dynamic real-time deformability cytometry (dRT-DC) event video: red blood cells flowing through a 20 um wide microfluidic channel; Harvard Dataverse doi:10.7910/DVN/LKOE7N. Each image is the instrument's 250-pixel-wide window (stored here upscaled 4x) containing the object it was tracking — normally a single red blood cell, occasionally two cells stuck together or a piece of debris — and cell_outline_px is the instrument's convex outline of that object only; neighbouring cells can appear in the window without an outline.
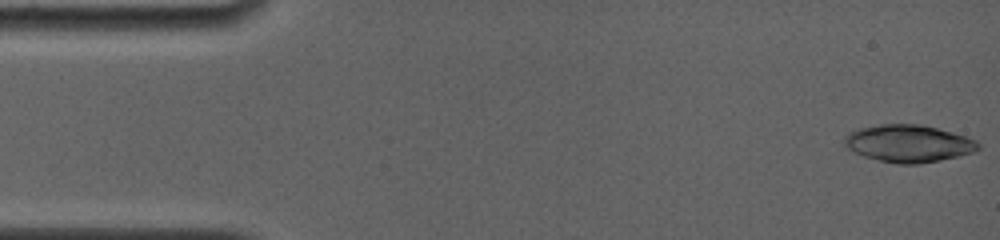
{"species": "common noctule bat (a hibernating species)", "species_latin": "Nyctalus noctula", "temperature_condition": "room temperature", "stored_images_in_passage": 14, "camera_frame_rate_fps": 4000, "um_per_image_px": 0.085, "animal": {"sex": "female", "body_mass_g": 19.0, "forearm_length_mm": 56.7}, "frame": {"image": 1, "passage_image": 1, "time_ms": 0.0, "image_size_px": [1000, 240], "cell_outline_px": [[976, 148], [968, 152], [956, 156], [916, 164], [900, 164], [880, 160], [864, 156], [848, 148], [844, 144], [844, 140], [852, 132], [864, 128], [884, 124], [912, 124], [936, 128], [964, 136], [972, 140], [976, 144]], "centroid_in_image_um": [77.15, 12.2], "position_along_channel_um": 7.8, "area_um2": 27.63}}